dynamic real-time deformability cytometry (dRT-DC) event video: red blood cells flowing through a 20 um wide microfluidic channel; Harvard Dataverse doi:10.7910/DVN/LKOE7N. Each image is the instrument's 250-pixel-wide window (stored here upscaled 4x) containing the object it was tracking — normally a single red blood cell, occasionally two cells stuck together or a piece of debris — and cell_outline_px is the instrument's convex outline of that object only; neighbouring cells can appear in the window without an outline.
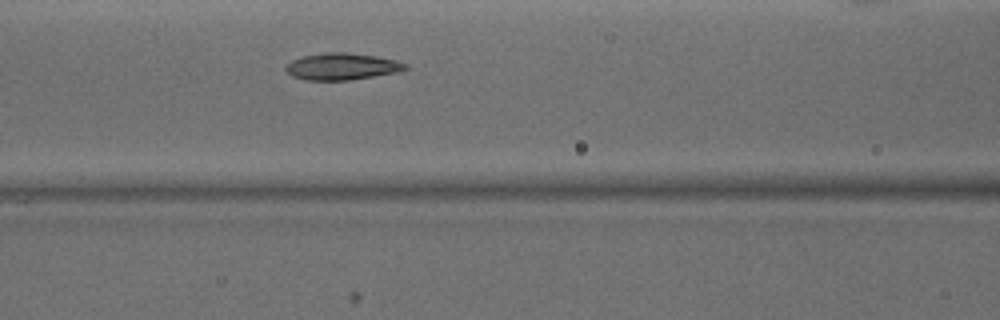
{"species": "common noctule bat (a hibernating species)", "species_latin": "Nyctalus noctula", "temperature_condition": "warm", "stored_images_in_passage": 17, "camera_frame_rate_fps": 3000, "um_per_image_px": 0.085, "animal": {"sex": "male", "body_mass_g": 15.6}, "frame": {"image": 1, "passage_image": 10, "time_ms": 3.0, "image_size_px": [1000, 320], "cell_outline_px": [[408, 68], [396, 72], [348, 80], [304, 80], [292, 76], [284, 68], [292, 60], [304, 56], [328, 52], [344, 52], [376, 56], [396, 60], [408, 64]], "centroid_in_image_um": [29.06, 5.65], "position_along_channel_um": 137.5, "area_um2": 18.44}}